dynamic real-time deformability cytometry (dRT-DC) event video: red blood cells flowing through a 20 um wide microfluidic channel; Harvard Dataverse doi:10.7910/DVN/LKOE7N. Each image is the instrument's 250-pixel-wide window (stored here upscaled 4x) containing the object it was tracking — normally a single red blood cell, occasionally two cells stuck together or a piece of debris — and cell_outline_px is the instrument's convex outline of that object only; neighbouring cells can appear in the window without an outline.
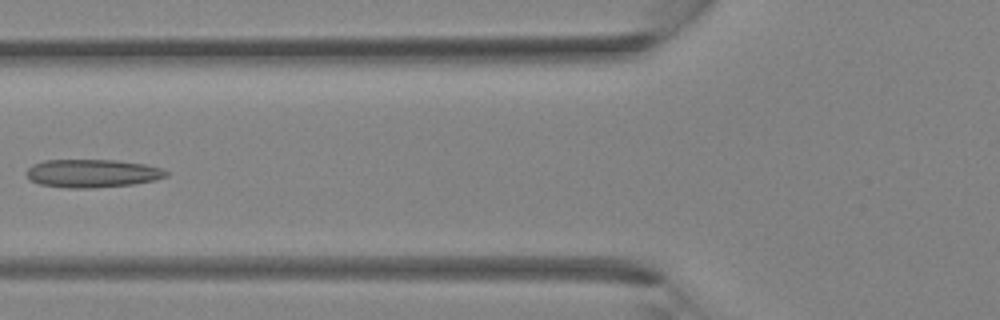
{"species": "Egyptian fruit bat (a non-hibernating species)", "species_latin": "Rousettus aegyptiacus", "temperature_condition": "room temperature", "stored_images_in_passage": 34, "camera_frame_rate_fps": 3000, "um_per_image_px": 0.085, "animal": {"sex": "female"}, "frame": {"image": 1, "passage_image": 12, "time_ms": 3.667, "image_size_px": [1000, 320], "cell_outline_px": [[168, 176], [156, 180], [132, 184], [92, 188], [68, 188], [40, 184], [28, 180], [24, 172], [32, 164], [44, 160], [116, 160], [144, 164], [160, 168], [168, 172]], "centroid_in_image_um": [7.8, 14.73], "position_along_channel_um": 118.0, "area_um2": 23.06}}
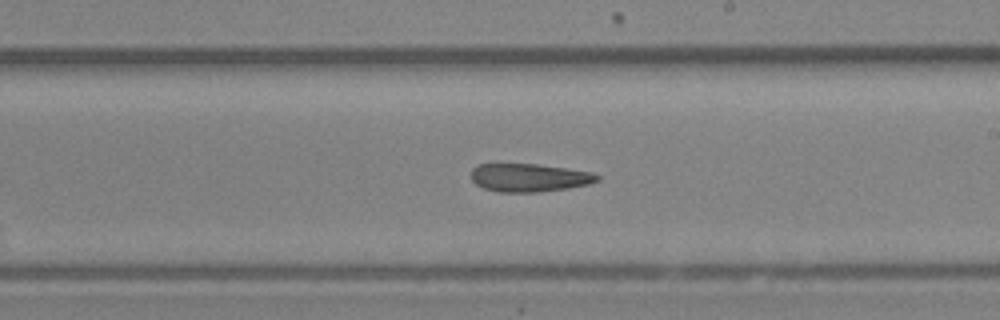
{"frame": {"image": 2, "passage_image": 19, "time_ms": 6.0, "image_size_px": [1000, 320], "cell_outline_px": [[600, 180], [588, 184], [568, 188], [540, 192], [496, 192], [484, 188], [476, 184], [472, 180], [472, 168], [476, 164], [536, 164], [592, 172], [600, 176]], "centroid_in_image_um": [44.97, 15.1], "position_along_channel_um": 244.0, "area_um2": 20.69}}
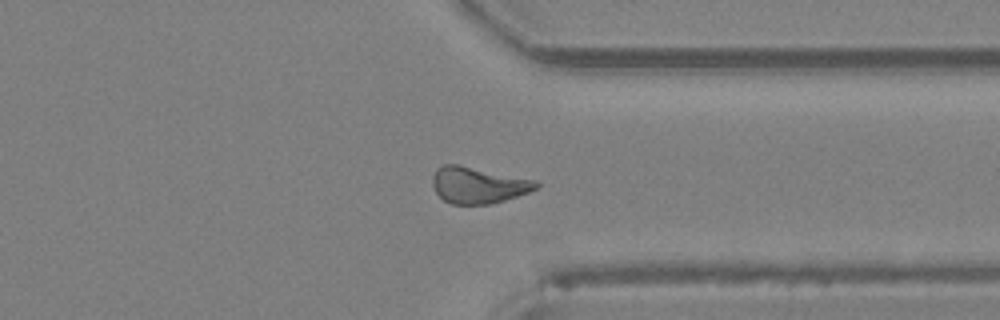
{"frame": {"image": 3, "passage_image": 26, "time_ms": 8.333, "image_size_px": [1000, 320], "cell_outline_px": [[540, 188], [504, 200], [488, 204], [452, 204], [444, 200], [436, 192], [432, 184], [432, 176], [436, 168], [444, 164], [456, 164], [540, 180]], "centroid_in_image_um": [40.68, 15.72], "position_along_channel_um": 370.7, "area_um2": 22.14}}